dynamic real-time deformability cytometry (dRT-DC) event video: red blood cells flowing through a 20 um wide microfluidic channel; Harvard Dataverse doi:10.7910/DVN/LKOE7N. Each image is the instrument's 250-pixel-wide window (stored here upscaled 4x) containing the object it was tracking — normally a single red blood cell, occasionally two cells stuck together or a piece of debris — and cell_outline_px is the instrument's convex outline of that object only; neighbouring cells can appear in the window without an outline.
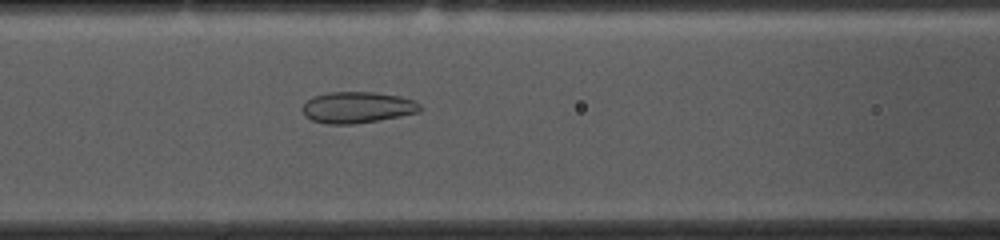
{"species": "common noctule bat (a hibernating species)", "species_latin": "Nyctalus noctula", "temperature_condition": "cold", "stored_images_in_passage": 52, "camera_frame_rate_fps": 3000, "um_per_image_px": 0.085, "animal": {"sex": "female", "body_mass_g": 10.0, "forearm_length_mm": 53.1}, "frame": {"image": 1, "passage_image": 20, "time_ms": 6.333, "image_size_px": [1000, 240], "cell_outline_px": [[424, 108], [420, 112], [400, 116], [352, 124], [328, 124], [312, 120], [304, 116], [300, 108], [312, 96], [328, 92], [376, 92], [400, 96], [412, 100], [420, 104]], "centroid_in_image_um": [30.36, 9.12], "position_along_channel_um": 136.2, "area_um2": 21.56}}
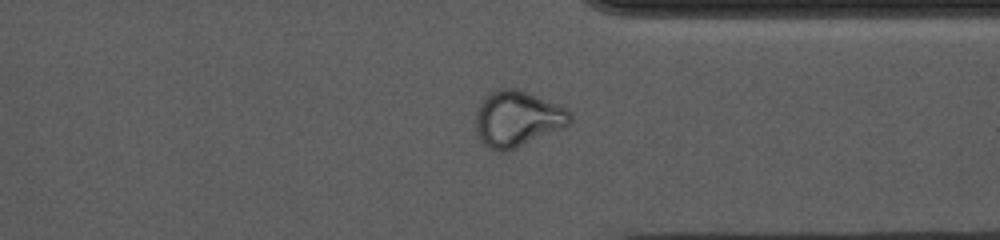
{"frame": {"image": 2, "passage_image": 39, "time_ms": 12.667, "image_size_px": [1000, 240], "cell_outline_px": [[572, 120], [564, 128], [516, 148], [504, 152], [496, 152], [488, 148], [480, 140], [476, 132], [476, 108], [480, 100], [488, 92], [500, 88], [516, 88], [568, 108], [572, 112]], "centroid_in_image_um": [43.96, 10.09], "position_along_channel_um": 367.4, "area_um2": 31.21}}
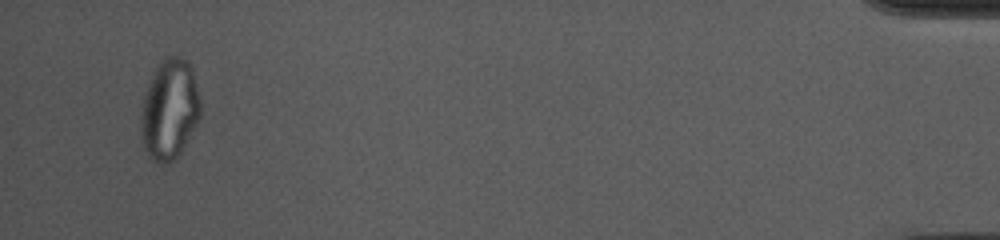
{"frame": {"image": 3, "passage_image": 50, "time_ms": 16.333, "image_size_px": [1000, 240], "cell_outline_px": [[200, 120], [180, 152], [172, 160], [164, 164], [156, 164], [148, 156], [144, 148], [140, 136], [140, 112], [144, 96], [148, 84], [160, 60], [168, 56], [180, 56], [188, 60], [192, 68], [200, 100]], "centroid_in_image_um": [14.39, 9.31], "position_along_channel_um": 420.8, "area_um2": 35.14}, "authors_computed_cell_mechanics": {"area_um2": 27.8018, "velocity_mm_per_s": 3.6941, "shape_relaxation_time_tau1_ms": null, "shape_relaxation_time_tau2_ms": 1.4274, "deformation_change_tau1": null, "deformation_change_tau2": 0.0747}}